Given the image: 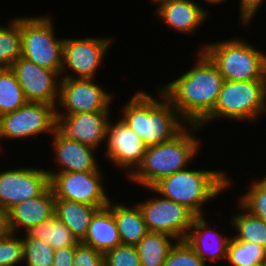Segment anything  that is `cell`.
<instances>
[{"mask_svg": "<svg viewBox=\"0 0 266 266\" xmlns=\"http://www.w3.org/2000/svg\"><path fill=\"white\" fill-rule=\"evenodd\" d=\"M171 240H175L174 243ZM177 239L162 232H148L136 245L141 266H163Z\"/></svg>", "mask_w": 266, "mask_h": 266, "instance_id": "24", "label": "cell"}, {"mask_svg": "<svg viewBox=\"0 0 266 266\" xmlns=\"http://www.w3.org/2000/svg\"><path fill=\"white\" fill-rule=\"evenodd\" d=\"M154 11L158 20L161 19L168 28L186 35L194 34L209 15V10L193 0L167 1L157 6Z\"/></svg>", "mask_w": 266, "mask_h": 266, "instance_id": "18", "label": "cell"}, {"mask_svg": "<svg viewBox=\"0 0 266 266\" xmlns=\"http://www.w3.org/2000/svg\"><path fill=\"white\" fill-rule=\"evenodd\" d=\"M152 3H156V6H159L160 4L167 2V1H171V0H150ZM158 4V5H157Z\"/></svg>", "mask_w": 266, "mask_h": 266, "instance_id": "40", "label": "cell"}, {"mask_svg": "<svg viewBox=\"0 0 266 266\" xmlns=\"http://www.w3.org/2000/svg\"><path fill=\"white\" fill-rule=\"evenodd\" d=\"M241 212L232 215L230 223L235 229V236L238 241L253 242L266 248V222L253 215L240 203L237 204Z\"/></svg>", "mask_w": 266, "mask_h": 266, "instance_id": "26", "label": "cell"}, {"mask_svg": "<svg viewBox=\"0 0 266 266\" xmlns=\"http://www.w3.org/2000/svg\"><path fill=\"white\" fill-rule=\"evenodd\" d=\"M75 246H67L65 248L54 251V260L52 266H74Z\"/></svg>", "mask_w": 266, "mask_h": 266, "instance_id": "37", "label": "cell"}, {"mask_svg": "<svg viewBox=\"0 0 266 266\" xmlns=\"http://www.w3.org/2000/svg\"><path fill=\"white\" fill-rule=\"evenodd\" d=\"M8 232L0 239V266L23 264V243L21 235ZM20 263V264H19Z\"/></svg>", "mask_w": 266, "mask_h": 266, "instance_id": "32", "label": "cell"}, {"mask_svg": "<svg viewBox=\"0 0 266 266\" xmlns=\"http://www.w3.org/2000/svg\"><path fill=\"white\" fill-rule=\"evenodd\" d=\"M51 136L55 167L58 164L59 168L54 172L46 170L47 173L95 171L100 167L94 155L95 148L68 139L57 128Z\"/></svg>", "mask_w": 266, "mask_h": 266, "instance_id": "17", "label": "cell"}, {"mask_svg": "<svg viewBox=\"0 0 266 266\" xmlns=\"http://www.w3.org/2000/svg\"><path fill=\"white\" fill-rule=\"evenodd\" d=\"M252 266H266V264L264 262V263H259V264H255V265H252Z\"/></svg>", "mask_w": 266, "mask_h": 266, "instance_id": "41", "label": "cell"}, {"mask_svg": "<svg viewBox=\"0 0 266 266\" xmlns=\"http://www.w3.org/2000/svg\"><path fill=\"white\" fill-rule=\"evenodd\" d=\"M264 114L266 80L224 81L213 110L198 125L202 128L219 118L256 123Z\"/></svg>", "mask_w": 266, "mask_h": 266, "instance_id": "6", "label": "cell"}, {"mask_svg": "<svg viewBox=\"0 0 266 266\" xmlns=\"http://www.w3.org/2000/svg\"><path fill=\"white\" fill-rule=\"evenodd\" d=\"M246 187L248 191L240 195L237 202L266 222V175Z\"/></svg>", "mask_w": 266, "mask_h": 266, "instance_id": "30", "label": "cell"}, {"mask_svg": "<svg viewBox=\"0 0 266 266\" xmlns=\"http://www.w3.org/2000/svg\"><path fill=\"white\" fill-rule=\"evenodd\" d=\"M156 91L158 99L143 90L135 92L121 110L120 119L146 147L171 140L188 125L159 87Z\"/></svg>", "mask_w": 266, "mask_h": 266, "instance_id": "2", "label": "cell"}, {"mask_svg": "<svg viewBox=\"0 0 266 266\" xmlns=\"http://www.w3.org/2000/svg\"><path fill=\"white\" fill-rule=\"evenodd\" d=\"M56 126L54 105L26 102L19 109L0 116V139L23 140L45 132L52 135Z\"/></svg>", "mask_w": 266, "mask_h": 266, "instance_id": "9", "label": "cell"}, {"mask_svg": "<svg viewBox=\"0 0 266 266\" xmlns=\"http://www.w3.org/2000/svg\"><path fill=\"white\" fill-rule=\"evenodd\" d=\"M217 66L225 81L266 80V54L236 37L199 48Z\"/></svg>", "mask_w": 266, "mask_h": 266, "instance_id": "5", "label": "cell"}, {"mask_svg": "<svg viewBox=\"0 0 266 266\" xmlns=\"http://www.w3.org/2000/svg\"><path fill=\"white\" fill-rule=\"evenodd\" d=\"M263 1L265 0H240V24L244 26L250 25L258 13Z\"/></svg>", "mask_w": 266, "mask_h": 266, "instance_id": "36", "label": "cell"}, {"mask_svg": "<svg viewBox=\"0 0 266 266\" xmlns=\"http://www.w3.org/2000/svg\"><path fill=\"white\" fill-rule=\"evenodd\" d=\"M105 147V157L125 169L127 177L141 163L146 150L143 140L121 119L109 121Z\"/></svg>", "mask_w": 266, "mask_h": 266, "instance_id": "15", "label": "cell"}, {"mask_svg": "<svg viewBox=\"0 0 266 266\" xmlns=\"http://www.w3.org/2000/svg\"><path fill=\"white\" fill-rule=\"evenodd\" d=\"M111 37L64 38L61 78H93L113 43ZM71 70L72 74H68ZM67 71V72H66ZM66 73V74H65ZM75 73V74H74Z\"/></svg>", "mask_w": 266, "mask_h": 266, "instance_id": "11", "label": "cell"}, {"mask_svg": "<svg viewBox=\"0 0 266 266\" xmlns=\"http://www.w3.org/2000/svg\"><path fill=\"white\" fill-rule=\"evenodd\" d=\"M205 216H196L184 239L196 254L208 264L227 258V247L231 237L210 228Z\"/></svg>", "mask_w": 266, "mask_h": 266, "instance_id": "19", "label": "cell"}, {"mask_svg": "<svg viewBox=\"0 0 266 266\" xmlns=\"http://www.w3.org/2000/svg\"><path fill=\"white\" fill-rule=\"evenodd\" d=\"M53 24L46 15L20 17L22 57L61 75L64 38H56Z\"/></svg>", "mask_w": 266, "mask_h": 266, "instance_id": "7", "label": "cell"}, {"mask_svg": "<svg viewBox=\"0 0 266 266\" xmlns=\"http://www.w3.org/2000/svg\"><path fill=\"white\" fill-rule=\"evenodd\" d=\"M9 232L7 212L0 208V239Z\"/></svg>", "mask_w": 266, "mask_h": 266, "instance_id": "38", "label": "cell"}, {"mask_svg": "<svg viewBox=\"0 0 266 266\" xmlns=\"http://www.w3.org/2000/svg\"><path fill=\"white\" fill-rule=\"evenodd\" d=\"M154 195L144 202L136 203L142 213L149 232H162L176 238L177 241L184 240L196 217L188 208L170 199L164 198L153 188Z\"/></svg>", "mask_w": 266, "mask_h": 266, "instance_id": "8", "label": "cell"}, {"mask_svg": "<svg viewBox=\"0 0 266 266\" xmlns=\"http://www.w3.org/2000/svg\"><path fill=\"white\" fill-rule=\"evenodd\" d=\"M21 238L42 239L54 250L76 246L79 242L69 228L55 216L38 225L30 227Z\"/></svg>", "mask_w": 266, "mask_h": 266, "instance_id": "25", "label": "cell"}, {"mask_svg": "<svg viewBox=\"0 0 266 266\" xmlns=\"http://www.w3.org/2000/svg\"><path fill=\"white\" fill-rule=\"evenodd\" d=\"M81 243L102 254L122 244L114 216L107 206L95 212Z\"/></svg>", "mask_w": 266, "mask_h": 266, "instance_id": "21", "label": "cell"}, {"mask_svg": "<svg viewBox=\"0 0 266 266\" xmlns=\"http://www.w3.org/2000/svg\"><path fill=\"white\" fill-rule=\"evenodd\" d=\"M228 266H252L266 261V248L253 242L231 238L227 247Z\"/></svg>", "mask_w": 266, "mask_h": 266, "instance_id": "28", "label": "cell"}, {"mask_svg": "<svg viewBox=\"0 0 266 266\" xmlns=\"http://www.w3.org/2000/svg\"><path fill=\"white\" fill-rule=\"evenodd\" d=\"M10 68L27 102H41L56 107L61 81L58 72L40 67L22 56Z\"/></svg>", "mask_w": 266, "mask_h": 266, "instance_id": "14", "label": "cell"}, {"mask_svg": "<svg viewBox=\"0 0 266 266\" xmlns=\"http://www.w3.org/2000/svg\"><path fill=\"white\" fill-rule=\"evenodd\" d=\"M199 125L188 124L178 135L169 141L146 147L138 167L127 177L142 188H152L161 179L188 167L200 151ZM196 132V133H195Z\"/></svg>", "mask_w": 266, "mask_h": 266, "instance_id": "3", "label": "cell"}, {"mask_svg": "<svg viewBox=\"0 0 266 266\" xmlns=\"http://www.w3.org/2000/svg\"><path fill=\"white\" fill-rule=\"evenodd\" d=\"M27 100L23 95L22 88L11 68L0 69V116L11 113Z\"/></svg>", "mask_w": 266, "mask_h": 266, "instance_id": "29", "label": "cell"}, {"mask_svg": "<svg viewBox=\"0 0 266 266\" xmlns=\"http://www.w3.org/2000/svg\"><path fill=\"white\" fill-rule=\"evenodd\" d=\"M55 199L75 201L87 205L106 207L111 198L103 187L100 167L95 171L48 173Z\"/></svg>", "mask_w": 266, "mask_h": 266, "instance_id": "10", "label": "cell"}, {"mask_svg": "<svg viewBox=\"0 0 266 266\" xmlns=\"http://www.w3.org/2000/svg\"><path fill=\"white\" fill-rule=\"evenodd\" d=\"M93 78H61L56 114L111 111L113 94L105 91ZM59 108L62 110L59 111ZM65 111V112H64Z\"/></svg>", "mask_w": 266, "mask_h": 266, "instance_id": "12", "label": "cell"}, {"mask_svg": "<svg viewBox=\"0 0 266 266\" xmlns=\"http://www.w3.org/2000/svg\"><path fill=\"white\" fill-rule=\"evenodd\" d=\"M50 186L45 169L31 166L0 172V208L8 212L13 206L41 195Z\"/></svg>", "mask_w": 266, "mask_h": 266, "instance_id": "13", "label": "cell"}, {"mask_svg": "<svg viewBox=\"0 0 266 266\" xmlns=\"http://www.w3.org/2000/svg\"><path fill=\"white\" fill-rule=\"evenodd\" d=\"M204 1H206L208 4L210 3V4H212V5H213V4H214V5H215V4L218 5V4L222 3V2L224 3V1L227 2V0H204Z\"/></svg>", "mask_w": 266, "mask_h": 266, "instance_id": "39", "label": "cell"}, {"mask_svg": "<svg viewBox=\"0 0 266 266\" xmlns=\"http://www.w3.org/2000/svg\"><path fill=\"white\" fill-rule=\"evenodd\" d=\"M107 207L114 216L122 244L136 246L149 232L136 202L135 205L133 203V206L128 207L110 200Z\"/></svg>", "mask_w": 266, "mask_h": 266, "instance_id": "22", "label": "cell"}, {"mask_svg": "<svg viewBox=\"0 0 266 266\" xmlns=\"http://www.w3.org/2000/svg\"><path fill=\"white\" fill-rule=\"evenodd\" d=\"M105 266H141L136 246L118 245L104 254Z\"/></svg>", "mask_w": 266, "mask_h": 266, "instance_id": "34", "label": "cell"}, {"mask_svg": "<svg viewBox=\"0 0 266 266\" xmlns=\"http://www.w3.org/2000/svg\"><path fill=\"white\" fill-rule=\"evenodd\" d=\"M74 266H104V254L79 242L75 246Z\"/></svg>", "mask_w": 266, "mask_h": 266, "instance_id": "35", "label": "cell"}, {"mask_svg": "<svg viewBox=\"0 0 266 266\" xmlns=\"http://www.w3.org/2000/svg\"><path fill=\"white\" fill-rule=\"evenodd\" d=\"M110 111L56 114V128L68 139L99 149L107 143Z\"/></svg>", "mask_w": 266, "mask_h": 266, "instance_id": "16", "label": "cell"}, {"mask_svg": "<svg viewBox=\"0 0 266 266\" xmlns=\"http://www.w3.org/2000/svg\"><path fill=\"white\" fill-rule=\"evenodd\" d=\"M231 181L225 171L187 168L161 179L152 188L164 198L185 206L195 216H204L203 205L228 191Z\"/></svg>", "mask_w": 266, "mask_h": 266, "instance_id": "4", "label": "cell"}, {"mask_svg": "<svg viewBox=\"0 0 266 266\" xmlns=\"http://www.w3.org/2000/svg\"><path fill=\"white\" fill-rule=\"evenodd\" d=\"M10 21L8 27L0 26V69L10 68L22 56L20 17Z\"/></svg>", "mask_w": 266, "mask_h": 266, "instance_id": "27", "label": "cell"}, {"mask_svg": "<svg viewBox=\"0 0 266 266\" xmlns=\"http://www.w3.org/2000/svg\"><path fill=\"white\" fill-rule=\"evenodd\" d=\"M98 209V206L55 199L54 216L69 228L78 242H81L87 233L93 215Z\"/></svg>", "mask_w": 266, "mask_h": 266, "instance_id": "23", "label": "cell"}, {"mask_svg": "<svg viewBox=\"0 0 266 266\" xmlns=\"http://www.w3.org/2000/svg\"><path fill=\"white\" fill-rule=\"evenodd\" d=\"M23 263L27 266H52L54 249L42 239L22 238Z\"/></svg>", "mask_w": 266, "mask_h": 266, "instance_id": "31", "label": "cell"}, {"mask_svg": "<svg viewBox=\"0 0 266 266\" xmlns=\"http://www.w3.org/2000/svg\"><path fill=\"white\" fill-rule=\"evenodd\" d=\"M163 266H207L185 240L177 241L170 249Z\"/></svg>", "mask_w": 266, "mask_h": 266, "instance_id": "33", "label": "cell"}, {"mask_svg": "<svg viewBox=\"0 0 266 266\" xmlns=\"http://www.w3.org/2000/svg\"><path fill=\"white\" fill-rule=\"evenodd\" d=\"M196 55L189 71L159 89L188 124L198 125L213 110L225 80L202 50Z\"/></svg>", "mask_w": 266, "mask_h": 266, "instance_id": "1", "label": "cell"}, {"mask_svg": "<svg viewBox=\"0 0 266 266\" xmlns=\"http://www.w3.org/2000/svg\"><path fill=\"white\" fill-rule=\"evenodd\" d=\"M55 195L49 186L41 195L20 202L7 212L9 232L18 234L19 228L28 230L54 216Z\"/></svg>", "mask_w": 266, "mask_h": 266, "instance_id": "20", "label": "cell"}]
</instances>
